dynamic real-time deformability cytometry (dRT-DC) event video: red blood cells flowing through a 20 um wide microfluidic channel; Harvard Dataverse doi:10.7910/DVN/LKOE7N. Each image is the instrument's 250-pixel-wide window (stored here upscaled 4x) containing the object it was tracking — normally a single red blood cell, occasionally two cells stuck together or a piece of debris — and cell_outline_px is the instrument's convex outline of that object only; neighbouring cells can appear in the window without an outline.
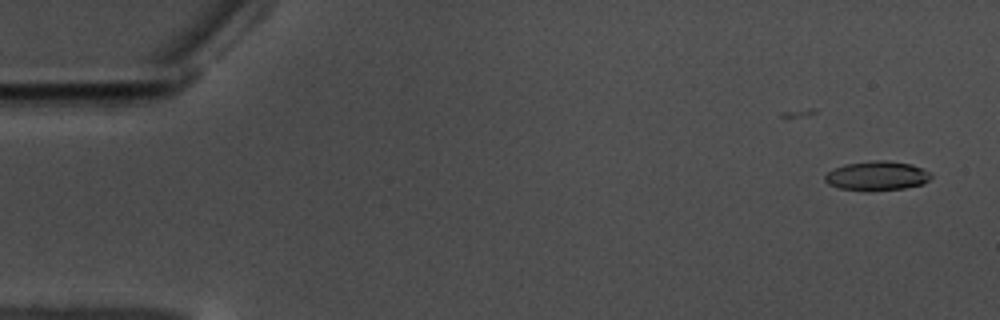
{"species": "common noctule bat (a hibernating species)", "species_latin": "Nyctalus noctula", "temperature_condition": "warm", "stored_images_in_passage": 18, "camera_frame_rate_fps": 3000, "um_per_image_px": 0.085, "animal": {"sex": "male", "body_mass_g": 17.5, "forearm_length_mm": 52.3}, "frame": {"image": 1, "passage_image": 2, "time_ms": 0.333, "image_size_px": [1000, 320], "cell_outline_px": [[932, 176], [924, 184], [904, 188], [840, 188], [828, 184], [824, 180], [824, 176], [828, 172], [844, 164], [872, 160], [888, 160], [912, 164], [932, 172]], "centroid_in_image_um": [74.59, 14.89], "position_along_channel_um": 10.4, "area_um2": 17.51}}
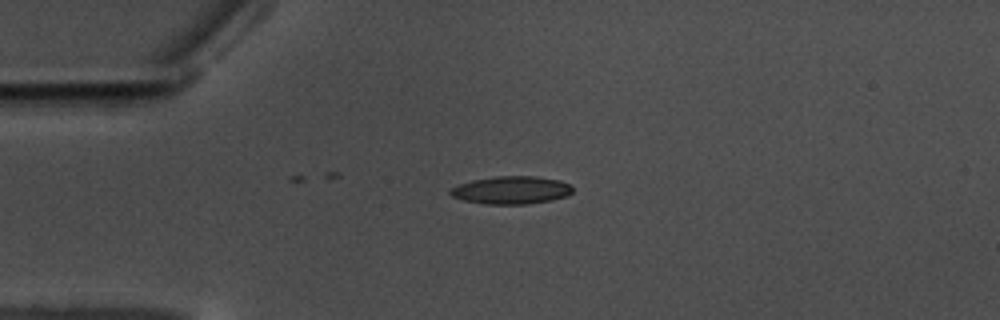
{"frame": {"image": 2, "passage_image": 14, "time_ms": 4.333, "image_size_px": [1000, 320], "cell_outline_px": [[572, 192], [568, 196], [552, 200], [528, 204], [484, 204], [464, 200], [452, 196], [448, 192], [452, 188], [460, 184], [472, 180], [496, 176], [536, 176], [560, 180], [568, 184], [572, 188]], "centroid_in_image_um": [43.48, 16.16], "position_along_channel_um": 41.5, "area_um2": 19.83}}